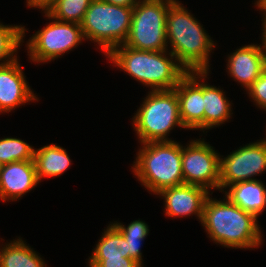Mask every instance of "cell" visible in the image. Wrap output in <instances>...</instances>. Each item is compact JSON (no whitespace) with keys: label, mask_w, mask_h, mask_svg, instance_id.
Returning <instances> with one entry per match:
<instances>
[{"label":"cell","mask_w":266,"mask_h":267,"mask_svg":"<svg viewBox=\"0 0 266 267\" xmlns=\"http://www.w3.org/2000/svg\"><path fill=\"white\" fill-rule=\"evenodd\" d=\"M201 224L213 242L226 248L254 249L263 243L258 218L226 196L222 200L208 196Z\"/></svg>","instance_id":"1"},{"label":"cell","mask_w":266,"mask_h":267,"mask_svg":"<svg viewBox=\"0 0 266 267\" xmlns=\"http://www.w3.org/2000/svg\"><path fill=\"white\" fill-rule=\"evenodd\" d=\"M229 188V189H228ZM225 196L256 218L266 208V186L259 180L242 181L227 187Z\"/></svg>","instance_id":"16"},{"label":"cell","mask_w":266,"mask_h":267,"mask_svg":"<svg viewBox=\"0 0 266 267\" xmlns=\"http://www.w3.org/2000/svg\"><path fill=\"white\" fill-rule=\"evenodd\" d=\"M165 202V213L170 217L196 215L202 221L205 201L210 192L203 187L181 184L162 189L158 194Z\"/></svg>","instance_id":"12"},{"label":"cell","mask_w":266,"mask_h":267,"mask_svg":"<svg viewBox=\"0 0 266 267\" xmlns=\"http://www.w3.org/2000/svg\"><path fill=\"white\" fill-rule=\"evenodd\" d=\"M166 38L171 53L187 72H209L210 53L216 46L197 19L178 0L166 15Z\"/></svg>","instance_id":"2"},{"label":"cell","mask_w":266,"mask_h":267,"mask_svg":"<svg viewBox=\"0 0 266 267\" xmlns=\"http://www.w3.org/2000/svg\"><path fill=\"white\" fill-rule=\"evenodd\" d=\"M266 171V138L249 143L220 158V185L223 192L228 186L242 181L256 180L254 175ZM252 177V178H251Z\"/></svg>","instance_id":"10"},{"label":"cell","mask_w":266,"mask_h":267,"mask_svg":"<svg viewBox=\"0 0 266 267\" xmlns=\"http://www.w3.org/2000/svg\"><path fill=\"white\" fill-rule=\"evenodd\" d=\"M139 2H150V1H174V0H138Z\"/></svg>","instance_id":"32"},{"label":"cell","mask_w":266,"mask_h":267,"mask_svg":"<svg viewBox=\"0 0 266 267\" xmlns=\"http://www.w3.org/2000/svg\"><path fill=\"white\" fill-rule=\"evenodd\" d=\"M18 238L0 248V267H46L42 257Z\"/></svg>","instance_id":"19"},{"label":"cell","mask_w":266,"mask_h":267,"mask_svg":"<svg viewBox=\"0 0 266 267\" xmlns=\"http://www.w3.org/2000/svg\"><path fill=\"white\" fill-rule=\"evenodd\" d=\"M16 59L0 66V113H9L21 105L38 101Z\"/></svg>","instance_id":"13"},{"label":"cell","mask_w":266,"mask_h":267,"mask_svg":"<svg viewBox=\"0 0 266 267\" xmlns=\"http://www.w3.org/2000/svg\"><path fill=\"white\" fill-rule=\"evenodd\" d=\"M133 7L92 0L80 24L85 40L95 42L107 55L124 44L131 28Z\"/></svg>","instance_id":"6"},{"label":"cell","mask_w":266,"mask_h":267,"mask_svg":"<svg viewBox=\"0 0 266 267\" xmlns=\"http://www.w3.org/2000/svg\"><path fill=\"white\" fill-rule=\"evenodd\" d=\"M131 169L149 192L184 184L182 145L177 141L142 143Z\"/></svg>","instance_id":"4"},{"label":"cell","mask_w":266,"mask_h":267,"mask_svg":"<svg viewBox=\"0 0 266 267\" xmlns=\"http://www.w3.org/2000/svg\"><path fill=\"white\" fill-rule=\"evenodd\" d=\"M106 57L136 81L150 86L151 91L174 89L187 74L170 50H137L122 44Z\"/></svg>","instance_id":"3"},{"label":"cell","mask_w":266,"mask_h":267,"mask_svg":"<svg viewBox=\"0 0 266 267\" xmlns=\"http://www.w3.org/2000/svg\"><path fill=\"white\" fill-rule=\"evenodd\" d=\"M44 14L52 22L27 41V55L34 63L58 59L85 40L80 24L57 20L47 12Z\"/></svg>","instance_id":"8"},{"label":"cell","mask_w":266,"mask_h":267,"mask_svg":"<svg viewBox=\"0 0 266 267\" xmlns=\"http://www.w3.org/2000/svg\"><path fill=\"white\" fill-rule=\"evenodd\" d=\"M209 72H201L203 80V98H204V131L213 127H218L227 122L232 116V103L225 95V92L219 87L207 84Z\"/></svg>","instance_id":"17"},{"label":"cell","mask_w":266,"mask_h":267,"mask_svg":"<svg viewBox=\"0 0 266 267\" xmlns=\"http://www.w3.org/2000/svg\"><path fill=\"white\" fill-rule=\"evenodd\" d=\"M173 1L139 2L133 7L126 46L137 50L168 51L166 15Z\"/></svg>","instance_id":"7"},{"label":"cell","mask_w":266,"mask_h":267,"mask_svg":"<svg viewBox=\"0 0 266 267\" xmlns=\"http://www.w3.org/2000/svg\"><path fill=\"white\" fill-rule=\"evenodd\" d=\"M39 183L34 161L4 164L0 171V199L16 201Z\"/></svg>","instance_id":"14"},{"label":"cell","mask_w":266,"mask_h":267,"mask_svg":"<svg viewBox=\"0 0 266 267\" xmlns=\"http://www.w3.org/2000/svg\"><path fill=\"white\" fill-rule=\"evenodd\" d=\"M57 0H26L27 7L38 8L47 12Z\"/></svg>","instance_id":"27"},{"label":"cell","mask_w":266,"mask_h":267,"mask_svg":"<svg viewBox=\"0 0 266 267\" xmlns=\"http://www.w3.org/2000/svg\"><path fill=\"white\" fill-rule=\"evenodd\" d=\"M92 0H57L47 13L60 21L81 24Z\"/></svg>","instance_id":"23"},{"label":"cell","mask_w":266,"mask_h":267,"mask_svg":"<svg viewBox=\"0 0 266 267\" xmlns=\"http://www.w3.org/2000/svg\"><path fill=\"white\" fill-rule=\"evenodd\" d=\"M105 229L89 259L129 258L128 243L124 236L112 224Z\"/></svg>","instance_id":"20"},{"label":"cell","mask_w":266,"mask_h":267,"mask_svg":"<svg viewBox=\"0 0 266 267\" xmlns=\"http://www.w3.org/2000/svg\"><path fill=\"white\" fill-rule=\"evenodd\" d=\"M246 91L251 100L256 103L255 105L266 111V72L264 70Z\"/></svg>","instance_id":"25"},{"label":"cell","mask_w":266,"mask_h":267,"mask_svg":"<svg viewBox=\"0 0 266 267\" xmlns=\"http://www.w3.org/2000/svg\"><path fill=\"white\" fill-rule=\"evenodd\" d=\"M35 149L21 139H0V162L2 165L17 161H34Z\"/></svg>","instance_id":"24"},{"label":"cell","mask_w":266,"mask_h":267,"mask_svg":"<svg viewBox=\"0 0 266 267\" xmlns=\"http://www.w3.org/2000/svg\"><path fill=\"white\" fill-rule=\"evenodd\" d=\"M125 238L128 243L129 258L138 262L142 267V252L141 245L142 241L149 234V226L142 220H134L126 227L122 223L112 222L111 223Z\"/></svg>","instance_id":"21"},{"label":"cell","mask_w":266,"mask_h":267,"mask_svg":"<svg viewBox=\"0 0 266 267\" xmlns=\"http://www.w3.org/2000/svg\"><path fill=\"white\" fill-rule=\"evenodd\" d=\"M227 59L228 74L247 90L263 71V40L262 45L249 44L236 49Z\"/></svg>","instance_id":"15"},{"label":"cell","mask_w":266,"mask_h":267,"mask_svg":"<svg viewBox=\"0 0 266 267\" xmlns=\"http://www.w3.org/2000/svg\"><path fill=\"white\" fill-rule=\"evenodd\" d=\"M117 6H123V7H134L138 0H102Z\"/></svg>","instance_id":"28"},{"label":"cell","mask_w":266,"mask_h":267,"mask_svg":"<svg viewBox=\"0 0 266 267\" xmlns=\"http://www.w3.org/2000/svg\"><path fill=\"white\" fill-rule=\"evenodd\" d=\"M89 267H142L131 258L88 259Z\"/></svg>","instance_id":"26"},{"label":"cell","mask_w":266,"mask_h":267,"mask_svg":"<svg viewBox=\"0 0 266 267\" xmlns=\"http://www.w3.org/2000/svg\"><path fill=\"white\" fill-rule=\"evenodd\" d=\"M182 145V172L184 184L219 190L220 158L213 146L202 140Z\"/></svg>","instance_id":"9"},{"label":"cell","mask_w":266,"mask_h":267,"mask_svg":"<svg viewBox=\"0 0 266 267\" xmlns=\"http://www.w3.org/2000/svg\"><path fill=\"white\" fill-rule=\"evenodd\" d=\"M255 5L263 12V16H266V0H256Z\"/></svg>","instance_id":"29"},{"label":"cell","mask_w":266,"mask_h":267,"mask_svg":"<svg viewBox=\"0 0 266 267\" xmlns=\"http://www.w3.org/2000/svg\"><path fill=\"white\" fill-rule=\"evenodd\" d=\"M263 18H262V20L261 21H263L262 22V39L261 40H263V42H264V44L266 45V16H262Z\"/></svg>","instance_id":"30"},{"label":"cell","mask_w":266,"mask_h":267,"mask_svg":"<svg viewBox=\"0 0 266 267\" xmlns=\"http://www.w3.org/2000/svg\"><path fill=\"white\" fill-rule=\"evenodd\" d=\"M34 163L39 182L44 177H56L62 175L71 165V159L67 151L56 144L35 149Z\"/></svg>","instance_id":"18"},{"label":"cell","mask_w":266,"mask_h":267,"mask_svg":"<svg viewBox=\"0 0 266 267\" xmlns=\"http://www.w3.org/2000/svg\"><path fill=\"white\" fill-rule=\"evenodd\" d=\"M26 28L20 25H3L0 23V66L17 59L16 52L24 41ZM22 42V43H21ZM4 59V60H3Z\"/></svg>","instance_id":"22"},{"label":"cell","mask_w":266,"mask_h":267,"mask_svg":"<svg viewBox=\"0 0 266 267\" xmlns=\"http://www.w3.org/2000/svg\"><path fill=\"white\" fill-rule=\"evenodd\" d=\"M201 72H187L174 88L179 101V115L186 129L204 132V98Z\"/></svg>","instance_id":"11"},{"label":"cell","mask_w":266,"mask_h":267,"mask_svg":"<svg viewBox=\"0 0 266 267\" xmlns=\"http://www.w3.org/2000/svg\"><path fill=\"white\" fill-rule=\"evenodd\" d=\"M263 70L266 72V45L263 42Z\"/></svg>","instance_id":"31"},{"label":"cell","mask_w":266,"mask_h":267,"mask_svg":"<svg viewBox=\"0 0 266 267\" xmlns=\"http://www.w3.org/2000/svg\"><path fill=\"white\" fill-rule=\"evenodd\" d=\"M2 166H3V165H2V163L0 162V171H1V169H2Z\"/></svg>","instance_id":"33"},{"label":"cell","mask_w":266,"mask_h":267,"mask_svg":"<svg viewBox=\"0 0 266 267\" xmlns=\"http://www.w3.org/2000/svg\"><path fill=\"white\" fill-rule=\"evenodd\" d=\"M132 120L140 144L172 141L168 136L173 128L185 129L175 89L148 92Z\"/></svg>","instance_id":"5"}]
</instances>
